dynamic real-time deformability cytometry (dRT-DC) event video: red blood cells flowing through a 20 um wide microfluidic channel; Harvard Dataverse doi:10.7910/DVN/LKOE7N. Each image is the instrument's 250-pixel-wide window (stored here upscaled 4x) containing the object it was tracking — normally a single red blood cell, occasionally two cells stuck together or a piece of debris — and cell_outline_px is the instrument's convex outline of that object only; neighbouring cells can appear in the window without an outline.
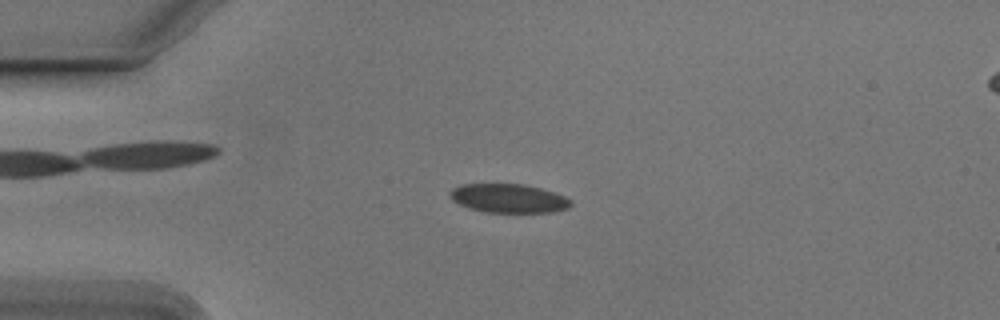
{"species": "Egyptian fruit bat (a non-hibernating species)", "species_latin": "Rousettus aegyptiacus", "temperature_condition": "cold", "stored_images_in_passage": 43, "camera_frame_rate_fps": 3000, "um_per_image_px": 0.085, "animal": {"sex": "male"}, "frame": {"image": 1, "passage_image": 2, "time_ms": 0.333, "image_size_px": [1000, 320], "cell_outline_px": [[572, 204], [568, 208], [552, 212], [484, 212], [468, 208], [452, 200], [448, 196], [448, 192], [452, 188], [460, 184], [524, 184], [540, 188], [564, 196], [572, 200]], "centroid_in_image_um": [43.19, 16.85], "position_along_channel_um": 41.8, "area_um2": 20.4}}
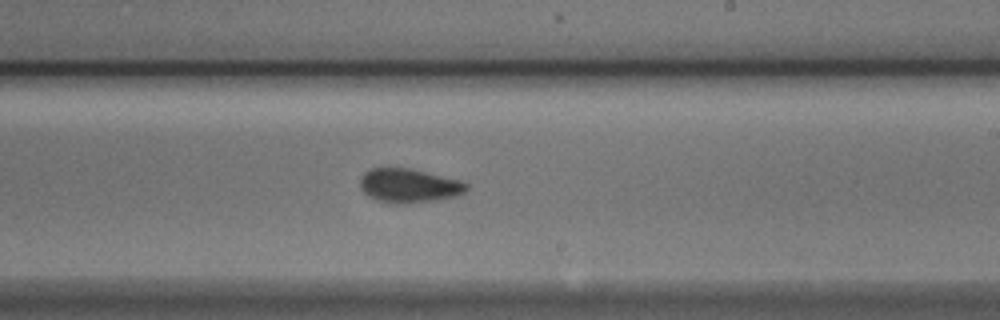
{"frame": {"image": 2, "passage_image": 21, "time_ms": 6.667, "image_size_px": [1000, 320], "cell_outline_px": [[468, 188], [460, 196], [440, 200], [408, 204], [392, 204], [376, 200], [368, 196], [360, 188], [360, 176], [364, 172], [372, 168], [408, 168], [460, 180], [468, 184]], "centroid_in_image_um": [34.76, 15.81], "position_along_channel_um": 254.2, "area_um2": 21.44}}
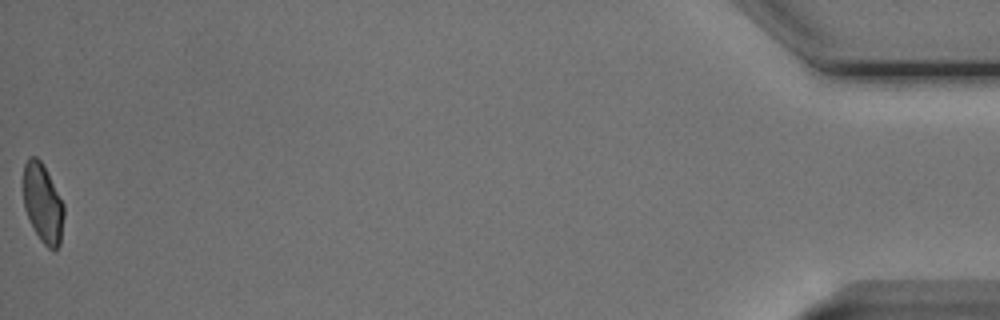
{"frame": {"image": 3, "passage_image": 43, "time_ms": 14.0, "image_size_px": [1000, 320], "cell_outline_px": [[64, 216], [60, 244], [56, 248], [48, 248], [40, 240], [24, 208], [24, 164], [28, 156], [36, 156], [44, 164], [64, 204]], "centroid_in_image_um": [3.65, 17.24], "position_along_channel_um": 431.5, "area_um2": 18.61}, "authors_computed_cell_mechanics": {"area_um2": 20.519, "velocity_mm_per_s": 3.7777, "shape_relaxation_time_tau1_ms": 3.5251, "shape_relaxation_time_tau2_ms": 1.356, "deformation_change_tau1": 0.1096, "deformation_change_tau2": 0.052}}